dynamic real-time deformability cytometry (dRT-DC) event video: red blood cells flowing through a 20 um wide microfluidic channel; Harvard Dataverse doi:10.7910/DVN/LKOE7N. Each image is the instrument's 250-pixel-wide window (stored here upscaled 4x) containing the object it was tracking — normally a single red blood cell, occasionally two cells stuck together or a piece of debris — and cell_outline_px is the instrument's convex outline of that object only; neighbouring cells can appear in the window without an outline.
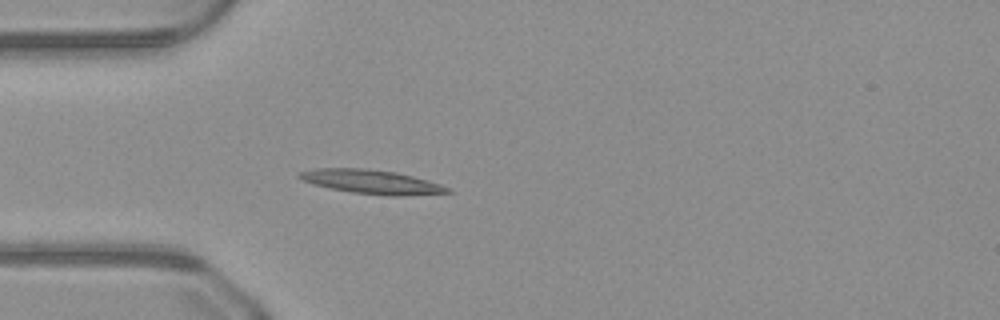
{"species": "common noctule bat (a hibernating species)", "species_latin": "Nyctalus noctula", "temperature_condition": "warm", "stored_images_in_passage": 41, "camera_frame_rate_fps": 3000, "um_per_image_px": 0.085, "animal": {"sex": "male", "body_mass_g": 23.1, "forearm_length_mm": 52.7}, "frame": {"image": 1, "passage_image": 5, "time_ms": 1.333, "image_size_px": [1000, 320], "cell_outline_px": [[452, 192], [400, 196], [388, 196], [352, 192], [328, 188], [312, 184], [296, 176], [300, 172], [316, 168], [364, 168], [396, 172], [412, 176], [440, 184], [452, 188]], "centroid_in_image_um": [31.58, 15.45], "position_along_channel_um": 53.4, "area_um2": 20.69}}
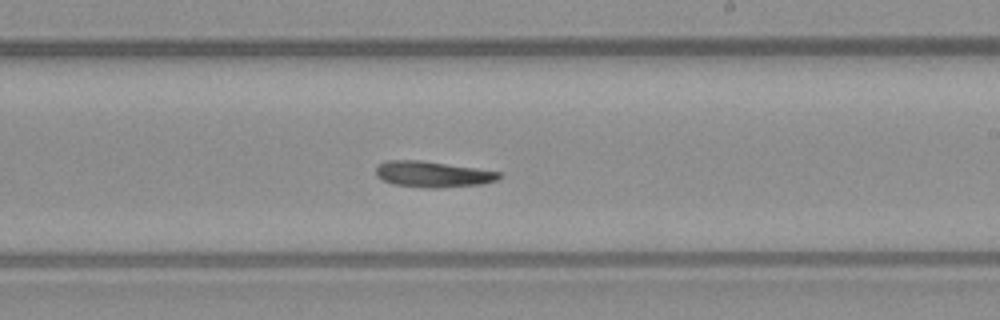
{"frame": {"image": 2, "passage_image": 20, "time_ms": 6.333, "image_size_px": [1000, 320], "cell_outline_px": [[504, 172], [496, 180], [484, 184], [440, 188], [428, 188], [392, 184], [376, 176], [376, 168], [380, 164], [388, 160], [420, 160]], "centroid_in_image_um": [36.81, 14.81], "position_along_channel_um": 252.2, "area_um2": 18.67}}
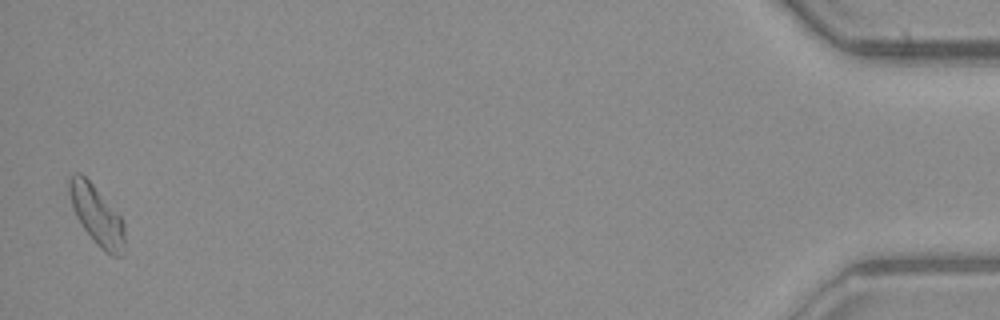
{"frame": {"image": 3, "passage_image": 40, "time_ms": 13.0, "image_size_px": [1000, 320], "cell_outline_px": [[124, 248], [120, 256], [112, 256], [104, 252], [100, 248], [84, 228], [76, 216], [68, 192], [68, 176], [76, 172], [80, 172], [92, 184], [124, 220]], "centroid_in_image_um": [8.22, 18.28], "position_along_channel_um": 427.0, "area_um2": 18.96}}